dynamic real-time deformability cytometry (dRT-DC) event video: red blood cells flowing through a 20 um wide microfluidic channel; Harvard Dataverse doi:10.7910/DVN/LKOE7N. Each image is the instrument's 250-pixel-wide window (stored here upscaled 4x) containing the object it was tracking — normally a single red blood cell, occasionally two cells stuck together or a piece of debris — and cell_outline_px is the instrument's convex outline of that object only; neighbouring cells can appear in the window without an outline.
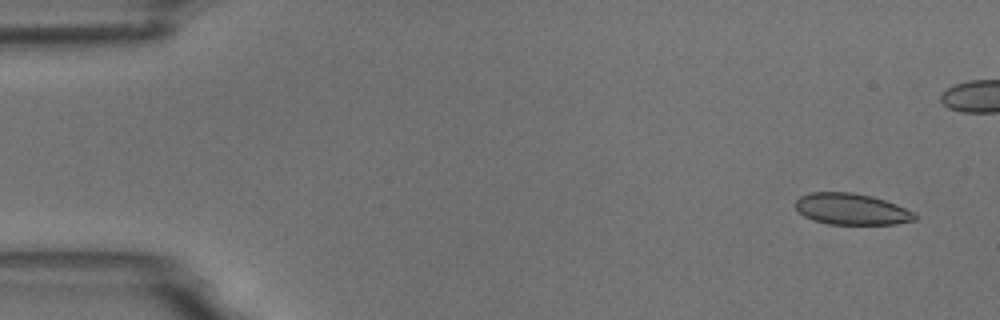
{"species": "common noctule bat (a hibernating species)", "species_latin": "Nyctalus noctula", "temperature_condition": "room temperature", "stored_images_in_passage": 5, "camera_frame_rate_fps": 3000, "um_per_image_px": 0.085, "animal": {"sex": "male", "body_mass_g": 18.8}, "frame": {"image": 1, "passage_image": 1, "time_ms": 0.0, "image_size_px": [1000, 320], "cell_outline_px": [[916, 220], [896, 224], [828, 224], [812, 220], [804, 216], [796, 208], [796, 200], [800, 196], [812, 192], [852, 192], [872, 196], [896, 204], [912, 212], [916, 216]], "centroid_in_image_um": [72.36, 17.77], "position_along_channel_um": 12.6, "area_um2": 21.68}}